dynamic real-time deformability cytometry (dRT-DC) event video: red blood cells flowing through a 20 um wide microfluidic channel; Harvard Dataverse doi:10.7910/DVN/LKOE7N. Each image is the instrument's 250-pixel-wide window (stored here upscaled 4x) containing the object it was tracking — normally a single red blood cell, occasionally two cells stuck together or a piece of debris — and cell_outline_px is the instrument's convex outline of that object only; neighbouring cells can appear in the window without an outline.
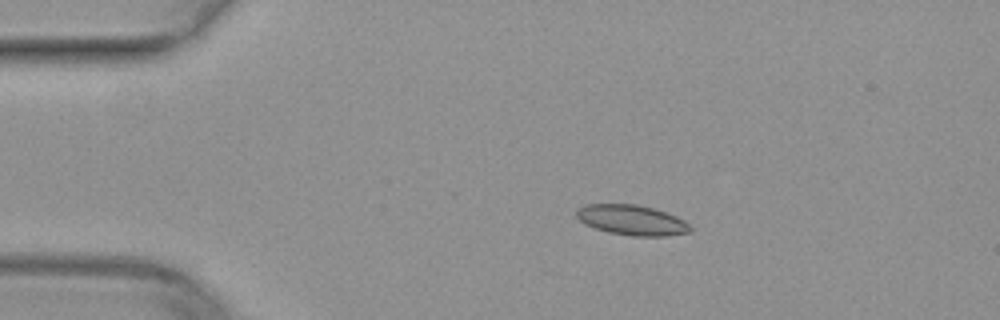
{"species": "common noctule bat (a hibernating species)", "species_latin": "Nyctalus noctula", "temperature_condition": "warm", "stored_images_in_passage": 18, "camera_frame_rate_fps": 3000, "um_per_image_px": 0.085, "animal": {"sex": "female", "body_mass_g": 29.2, "forearm_length_mm": 56.3}, "frame": {"image": 1, "passage_image": 1, "time_ms": 0.0, "image_size_px": [1000, 320], "cell_outline_px": [[692, 232], [668, 236], [632, 236], [608, 232], [584, 224], [576, 216], [576, 208], [584, 204], [636, 204], [656, 208], [676, 216], [684, 220], [692, 228]], "centroid_in_image_um": [53.71, 18.7], "position_along_channel_um": 31.3, "area_um2": 20.29}}
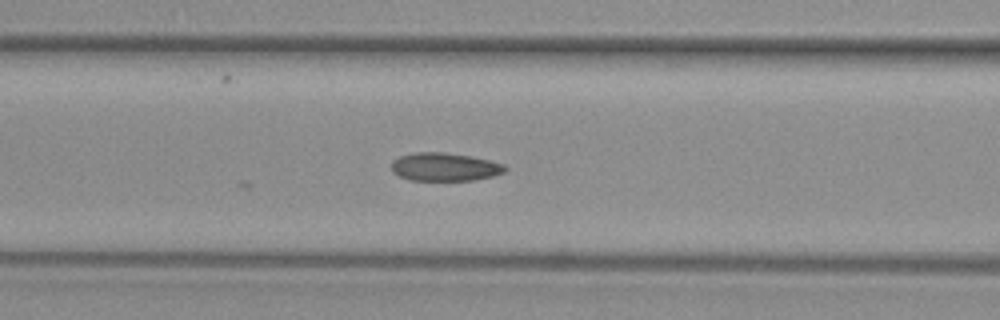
{"frame": {"image": 2, "passage_image": 12, "time_ms": 3.667, "image_size_px": [1000, 320], "cell_outline_px": [[508, 168], [504, 172], [492, 176], [472, 180], [408, 180], [392, 172], [392, 160], [400, 156], [412, 152], [444, 152], [472, 156], [504, 164]], "centroid_in_image_um": [37.78, 14.18], "position_along_channel_um": 128.8, "area_um2": 18.73}}
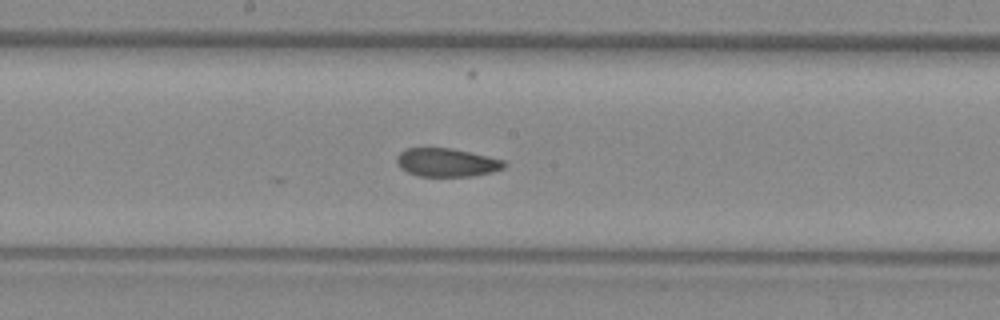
{"frame": {"image": 3, "passage_image": 18, "time_ms": 5.667, "image_size_px": [1000, 320], "cell_outline_px": [[508, 164], [504, 168], [492, 172], [472, 176], [416, 176], [400, 168], [396, 164], [396, 156], [404, 148], [452, 148], [504, 160]], "centroid_in_image_um": [37.95, 13.81], "position_along_channel_um": 210.3, "area_um2": 17.92}}